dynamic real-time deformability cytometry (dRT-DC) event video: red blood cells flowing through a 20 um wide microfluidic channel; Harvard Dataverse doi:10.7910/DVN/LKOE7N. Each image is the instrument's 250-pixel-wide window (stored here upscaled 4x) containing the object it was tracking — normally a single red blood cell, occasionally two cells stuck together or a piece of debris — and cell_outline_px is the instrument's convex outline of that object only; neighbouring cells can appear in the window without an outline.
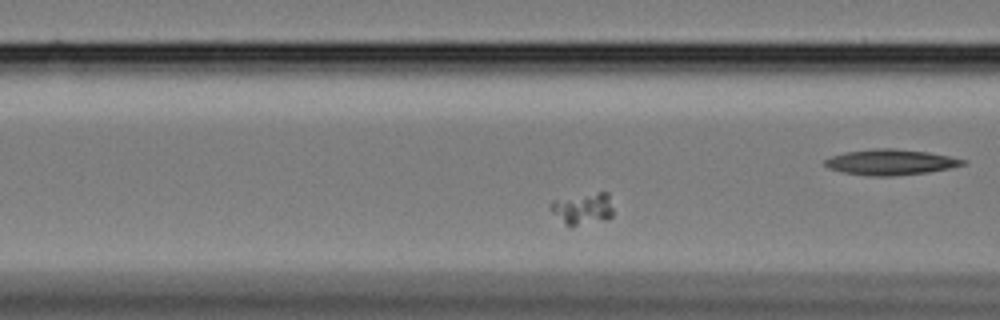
{"species": "Egyptian fruit bat (a non-hibernating species)", "species_latin": "Rousettus aegyptiacus", "temperature_condition": "cold", "stored_images_in_passage": 47, "camera_frame_rate_fps": 3000, "um_per_image_px": 0.085, "animal": {"sex": "female"}, "frame": {"image": 1, "passage_image": 8, "time_ms": 2.333, "image_size_px": [1000, 320], "cell_outline_px": [[612, 216], [608, 220], [576, 224], [568, 224], [552, 212], [552, 200], [600, 192], [608, 192], [612, 208]], "centroid_in_image_um": [49.61, 17.71], "position_along_channel_um": 117.0, "area_um2": 10.92}}